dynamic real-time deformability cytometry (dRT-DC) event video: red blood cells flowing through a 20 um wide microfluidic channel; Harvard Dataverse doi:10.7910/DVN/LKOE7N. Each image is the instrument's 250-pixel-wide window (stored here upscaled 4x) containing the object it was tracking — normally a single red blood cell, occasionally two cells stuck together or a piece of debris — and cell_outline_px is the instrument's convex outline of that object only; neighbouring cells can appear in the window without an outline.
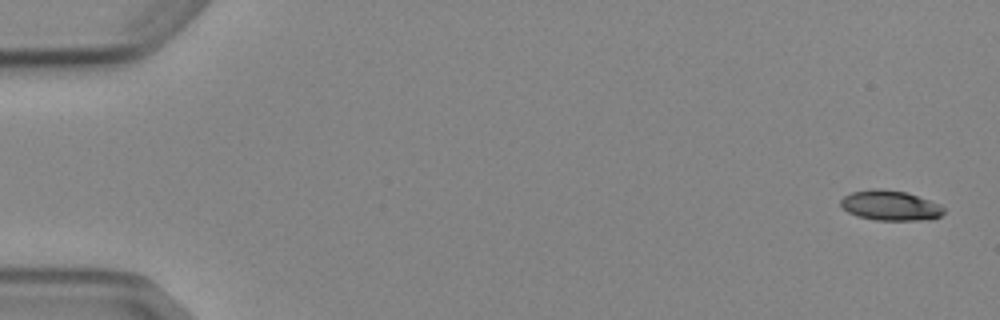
{"species": "Egyptian fruit bat (a non-hibernating species)", "species_latin": "Rousettus aegyptiacus", "temperature_condition": "cold", "stored_images_in_passage": 5, "camera_frame_rate_fps": 3000, "um_per_image_px": 0.085, "animal": {"sex": "female"}, "frame": {"image": 1, "passage_image": 1, "time_ms": 0.0, "image_size_px": [1000, 320], "cell_outline_px": [[944, 212], [940, 216], [932, 220], [876, 220], [856, 216], [848, 212], [840, 204], [840, 200], [844, 196], [852, 192], [872, 188], [880, 188], [908, 192], [940, 204], [944, 208]], "centroid_in_image_um": [75.69, 17.46], "position_along_channel_um": 9.3, "area_um2": 18.26}}
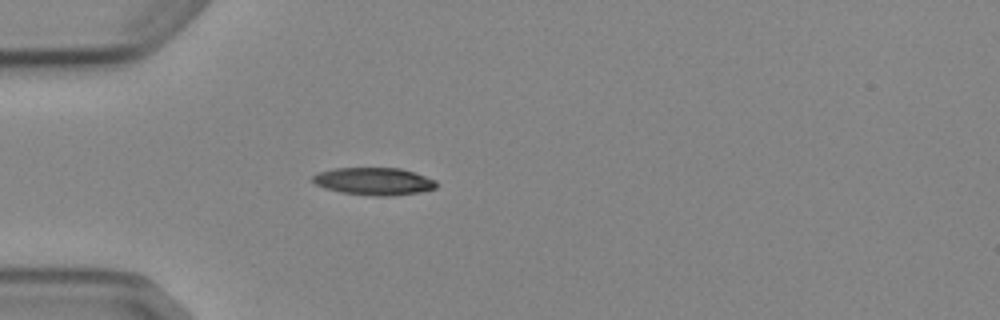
{"frame": {"image": 2, "passage_image": 5, "time_ms": 4.667, "image_size_px": [1000, 320], "cell_outline_px": [[436, 188], [420, 192], [392, 196], [376, 196], [344, 192], [324, 188], [316, 184], [312, 180], [312, 176], [320, 172], [336, 168], [400, 168], [436, 180]], "centroid_in_image_um": [31.79, 15.41], "position_along_channel_um": 53.2, "area_um2": 19.54}}